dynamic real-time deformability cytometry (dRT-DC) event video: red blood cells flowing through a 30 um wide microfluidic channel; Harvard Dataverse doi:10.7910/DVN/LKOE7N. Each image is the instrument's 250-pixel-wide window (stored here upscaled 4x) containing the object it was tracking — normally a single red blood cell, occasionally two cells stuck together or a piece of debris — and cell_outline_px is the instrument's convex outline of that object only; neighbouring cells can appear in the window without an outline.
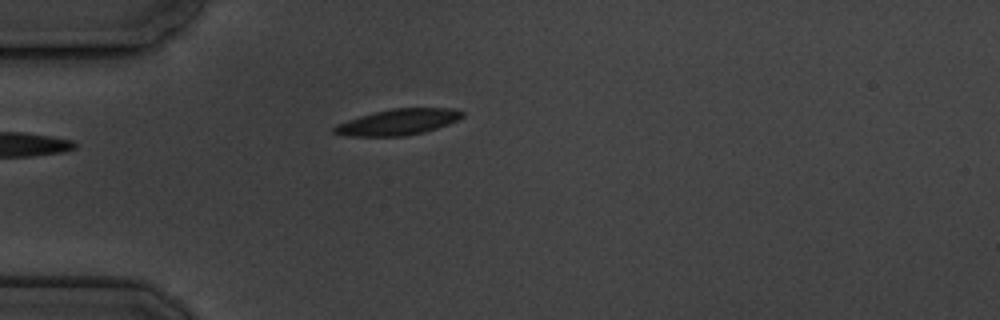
{"species": "common noctule bat (a hibernating species)", "species_latin": "Nyctalus noctula", "temperature_condition": "cold", "stored_images_in_passage": 1, "camera_frame_rate_fps": 3000, "um_per_image_px": 0.085, "animal": {"sex": "male", "body_mass_g": 19.5, "forearm_length_mm": 54.6}, "frame": {"image": 1, "passage_image": 1, "time_ms": 0.0, "image_size_px": [1000, 320], "cell_outline_px": [[464, 116], [448, 124], [424, 132], [404, 136], [344, 136], [332, 132], [332, 128], [336, 124], [372, 112], [392, 108], [456, 108], [464, 112]], "centroid_in_image_um": [33.82, 10.37], "position_along_channel_um": 51.2, "area_um2": 19.48}}